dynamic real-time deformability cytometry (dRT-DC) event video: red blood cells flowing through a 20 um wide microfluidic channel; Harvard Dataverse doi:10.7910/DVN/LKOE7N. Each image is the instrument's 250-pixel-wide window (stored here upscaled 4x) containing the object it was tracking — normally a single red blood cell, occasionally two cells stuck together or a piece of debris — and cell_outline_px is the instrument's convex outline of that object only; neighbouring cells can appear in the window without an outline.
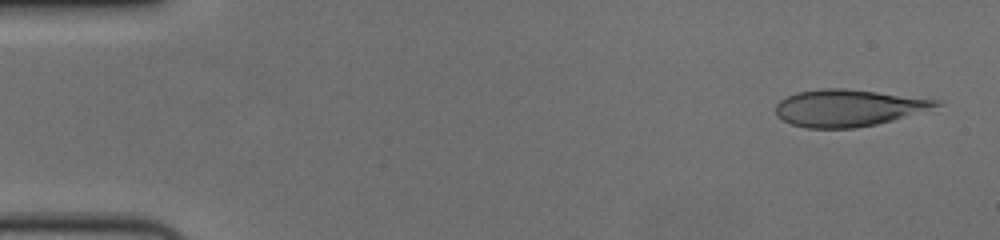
{"species": "human", "species_latin": "Homo sapiens", "temperature_condition": "cold", "stored_images_in_passage": 55, "camera_frame_rate_fps": 3000, "um_per_image_px": 0.085, "donor": {"sex": "female"}, "frame": {"image": 1, "passage_image": 2, "time_ms": 0.333, "image_size_px": [1000, 240], "cell_outline_px": [[944, 104], [892, 120], [876, 124], [856, 128], [804, 128], [792, 124], [776, 116], [776, 104], [780, 100], [796, 92], [820, 88], [844, 88], [944, 100]], "centroid_in_image_um": [72.09, 9.16], "position_along_channel_um": 12.9, "area_um2": 34.45}}
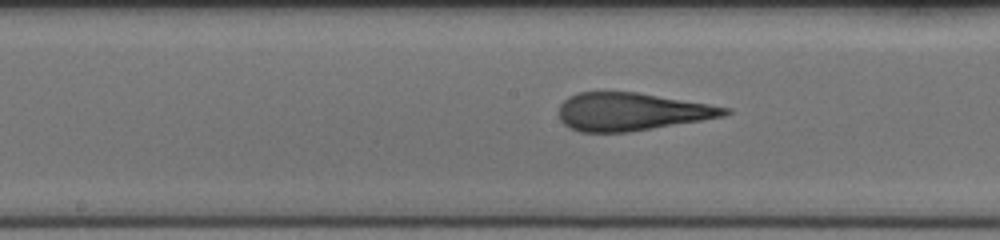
{"frame": {"image": 2, "passage_image": 28, "time_ms": 9.0, "image_size_px": [1000, 240], "cell_outline_px": [[732, 112], [724, 116], [628, 132], [580, 132], [564, 124], [560, 120], [560, 104], [568, 96], [576, 92], [636, 92], [732, 108]], "centroid_in_image_um": [53.66, 9.49], "position_along_channel_um": 194.5, "area_um2": 36.24}}
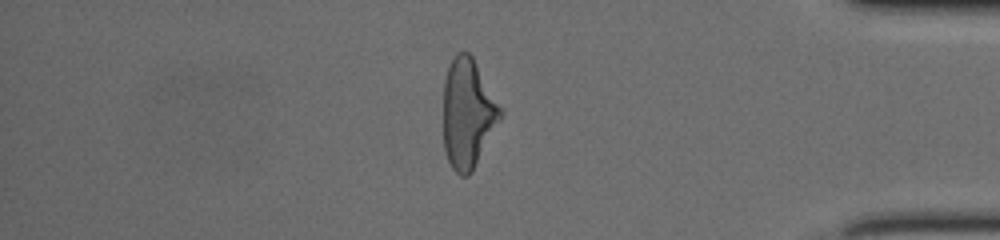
{"frame": {"image": 3, "passage_image": 47, "time_ms": 15.333, "image_size_px": [1000, 240], "cell_outline_px": [[504, 112], [500, 120], [472, 172], [468, 176], [460, 176], [452, 168], [448, 160], [444, 148], [444, 80], [448, 64], [456, 52], [468, 52], [472, 56], [504, 108]], "centroid_in_image_um": [39.78, 9.61], "position_along_channel_um": 395.4, "area_um2": 36.76}, "authors_computed_cell_mechanics": {"area_um2": 37.0498, "velocity_mm_per_s": 3.6485, "shape_relaxation_time_tau1_ms": 5.5536, "shape_relaxation_time_tau2_ms": 1.4236, "deformation_change_tau1": 0.2248, "deformation_change_tau2": 0.1291}}